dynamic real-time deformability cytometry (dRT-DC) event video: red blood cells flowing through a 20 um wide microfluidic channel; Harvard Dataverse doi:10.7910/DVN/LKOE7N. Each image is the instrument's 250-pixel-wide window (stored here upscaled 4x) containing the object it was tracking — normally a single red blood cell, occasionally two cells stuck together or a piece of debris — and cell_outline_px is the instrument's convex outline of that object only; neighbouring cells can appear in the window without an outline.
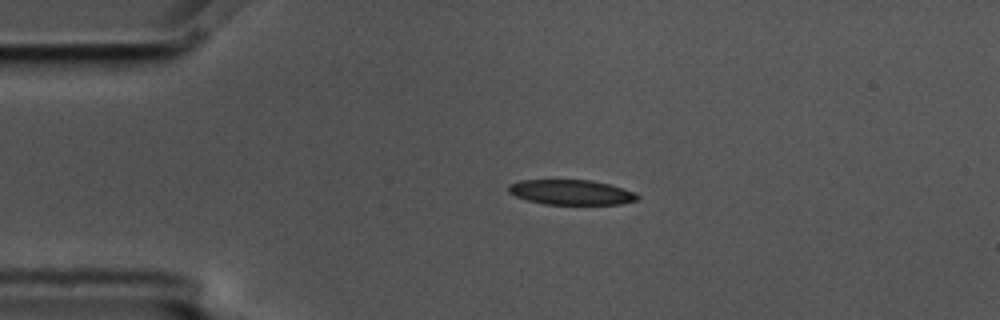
{"species": "common noctule bat (a hibernating species)", "species_latin": "Nyctalus noctula", "temperature_condition": "cold", "stored_images_in_passage": 2, "camera_frame_rate_fps": 3000, "um_per_image_px": 0.085, "animal": {"sex": "male", "body_mass_g": 17.5, "forearm_length_mm": 52.3}, "frame": {"image": 1, "passage_image": 1, "time_ms": 0.0, "image_size_px": [1000, 320], "cell_outline_px": [[640, 200], [620, 204], [544, 204], [528, 200], [516, 196], [508, 192], [508, 184], [520, 180], [592, 180], [612, 184], [636, 192], [640, 196]], "centroid_in_image_um": [48.61, 16.34], "position_along_channel_um": 36.4, "area_um2": 19.02}}